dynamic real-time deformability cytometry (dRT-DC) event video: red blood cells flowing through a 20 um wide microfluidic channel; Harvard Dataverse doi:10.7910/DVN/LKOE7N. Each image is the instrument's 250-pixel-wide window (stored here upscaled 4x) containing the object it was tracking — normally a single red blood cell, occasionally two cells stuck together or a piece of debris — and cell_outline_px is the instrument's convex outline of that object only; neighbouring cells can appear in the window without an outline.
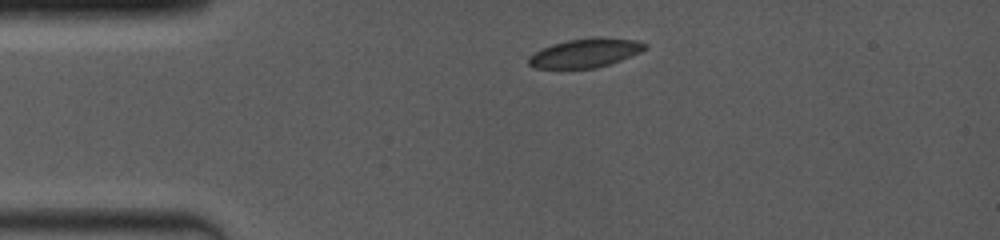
{"species": "common noctule bat (a hibernating species)", "species_latin": "Nyctalus noctula", "temperature_condition": "room temperature", "stored_images_in_passage": 6, "camera_frame_rate_fps": 4000, "um_per_image_px": 0.085, "animal": {"sex": "female", "body_mass_g": 19.0, "forearm_length_mm": 53.3}, "frame": {"image": 1, "passage_image": 1, "time_ms": 0.0, "image_size_px": [1000, 240], "cell_outline_px": [[648, 48], [640, 52], [620, 60], [596, 68], [532, 68], [528, 64], [528, 56], [552, 44], [568, 40], [596, 36], [600, 36], [636, 40], [648, 44]], "centroid_in_image_um": [49.77, 4.49], "position_along_channel_um": 35.2, "area_um2": 19.65}}
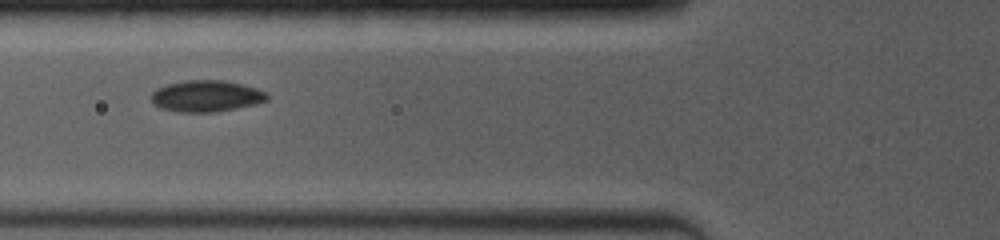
{"frame": {"image": 2, "passage_image": 5, "time_ms": 2.75, "image_size_px": [1000, 240], "cell_outline_px": [[268, 100], [256, 104], [216, 112], [176, 112], [160, 108], [152, 104], [152, 92], [156, 88], [168, 84], [188, 80], [224, 80], [256, 88], [268, 92]], "centroid_in_image_um": [17.53, 8.17], "position_along_channel_um": 108.3, "area_um2": 21.33}}
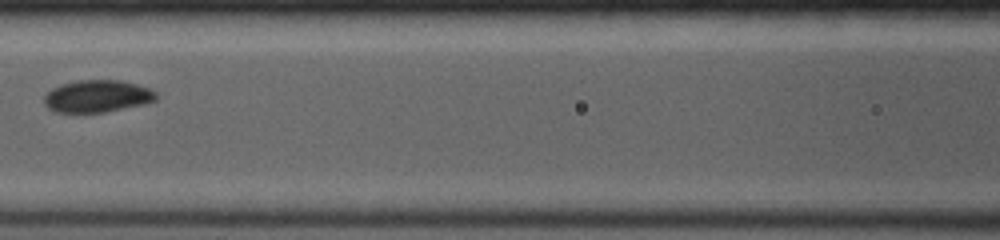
{"frame": {"image": 3, "passage_image": 6, "time_ms": 4.0, "image_size_px": [1000, 240], "cell_outline_px": [[156, 100], [144, 104], [104, 112], [56, 112], [48, 108], [44, 104], [44, 96], [52, 88], [76, 80], [120, 80], [136, 84], [148, 88], [156, 92]], "centroid_in_image_um": [8.26, 8.17], "position_along_channel_um": 158.3, "area_um2": 20.87}}